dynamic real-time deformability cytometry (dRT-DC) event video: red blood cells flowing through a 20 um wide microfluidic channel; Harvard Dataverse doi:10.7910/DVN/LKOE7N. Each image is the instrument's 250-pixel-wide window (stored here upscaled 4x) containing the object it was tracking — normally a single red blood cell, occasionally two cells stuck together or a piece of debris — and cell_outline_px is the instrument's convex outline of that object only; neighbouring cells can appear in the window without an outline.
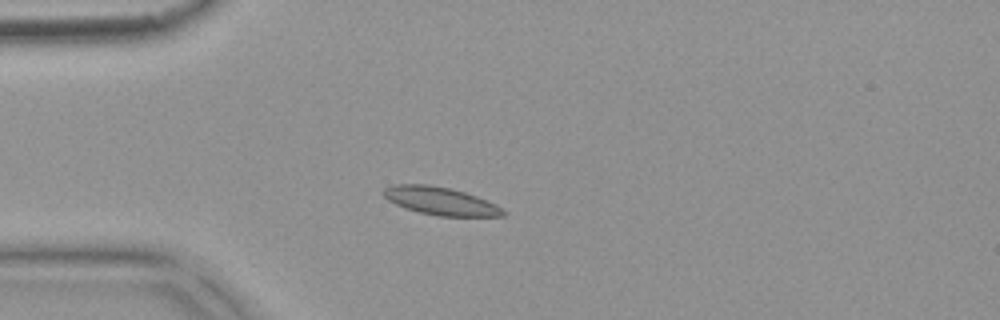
{"species": "common noctule bat (a hibernating species)", "species_latin": "Nyctalus noctula", "temperature_condition": "warm", "stored_images_in_passage": 5, "camera_frame_rate_fps": 3000, "um_per_image_px": 0.085, "animal": {"sex": "female", "body_mass_g": 18.4}, "frame": {"image": 1, "passage_image": 4, "time_ms": 1.0, "image_size_px": [1000, 320], "cell_outline_px": [[508, 212], [504, 216], [436, 216], [404, 208], [388, 200], [380, 192], [384, 188], [392, 184], [428, 184], [452, 188], [476, 196], [496, 204]], "centroid_in_image_um": [37.43, 17.08], "position_along_channel_um": 47.6, "area_um2": 19.65}}